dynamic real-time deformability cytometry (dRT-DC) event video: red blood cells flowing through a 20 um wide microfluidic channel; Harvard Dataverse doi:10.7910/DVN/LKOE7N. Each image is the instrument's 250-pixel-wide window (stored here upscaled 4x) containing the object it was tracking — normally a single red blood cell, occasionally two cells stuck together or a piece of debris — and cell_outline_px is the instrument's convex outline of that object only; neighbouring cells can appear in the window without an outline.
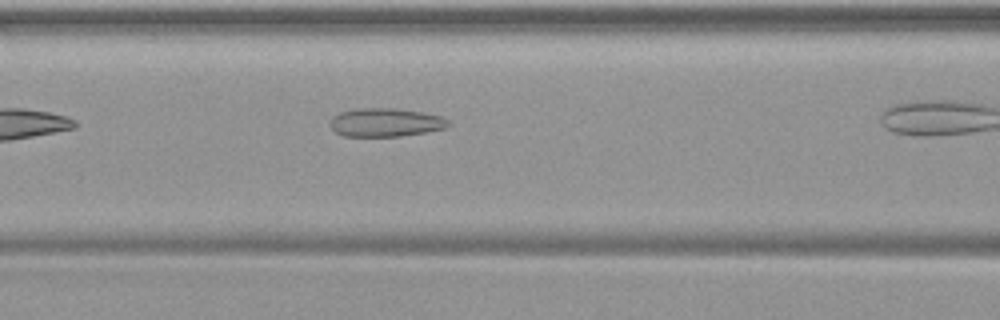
{"species": "common noctule bat (a hibernating species)", "species_latin": "Nyctalus noctula", "temperature_condition": "warm", "stored_images_in_passage": 11, "camera_frame_rate_fps": 3000, "um_per_image_px": 0.085, "animal": {"sex": "female", "body_mass_g": 19.9}, "frame": {"image": 1, "passage_image": 5, "time_ms": 1.333, "image_size_px": [1000, 320], "cell_outline_px": [[452, 124], [444, 128], [424, 132], [400, 136], [344, 136], [336, 132], [328, 124], [332, 116], [340, 112], [356, 108], [396, 108], [444, 116]], "centroid_in_image_um": [32.75, 10.39], "position_along_channel_um": 133.8, "area_um2": 19.71}}